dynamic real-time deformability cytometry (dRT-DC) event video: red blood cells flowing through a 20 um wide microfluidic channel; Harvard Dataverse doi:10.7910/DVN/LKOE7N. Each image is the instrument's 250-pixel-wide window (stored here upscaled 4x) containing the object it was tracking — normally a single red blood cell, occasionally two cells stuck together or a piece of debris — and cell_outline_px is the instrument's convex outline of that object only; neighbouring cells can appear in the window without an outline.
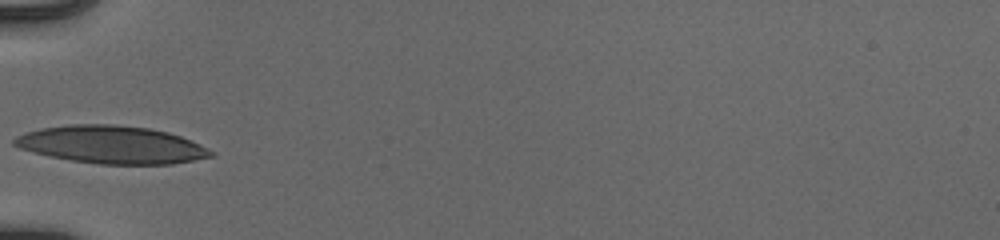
{"species": "human", "species_latin": "Homo sapiens", "temperature_condition": "cold", "stored_images_in_passage": 8, "camera_frame_rate_fps": 3000, "um_per_image_px": 0.085, "donor": {"sex": "male"}, "frame": {"image": 1, "passage_image": 1, "time_ms": 0.0, "image_size_px": [1000, 240], "cell_outline_px": [[216, 156], [172, 164], [100, 164], [72, 160], [32, 152], [20, 148], [12, 144], [12, 140], [16, 136], [40, 128], [68, 124], [112, 124], [148, 128], [168, 132], [192, 140], [216, 152]], "centroid_in_image_um": [9.52, 12.29], "position_along_channel_um": 75.5, "area_um2": 43.23}}